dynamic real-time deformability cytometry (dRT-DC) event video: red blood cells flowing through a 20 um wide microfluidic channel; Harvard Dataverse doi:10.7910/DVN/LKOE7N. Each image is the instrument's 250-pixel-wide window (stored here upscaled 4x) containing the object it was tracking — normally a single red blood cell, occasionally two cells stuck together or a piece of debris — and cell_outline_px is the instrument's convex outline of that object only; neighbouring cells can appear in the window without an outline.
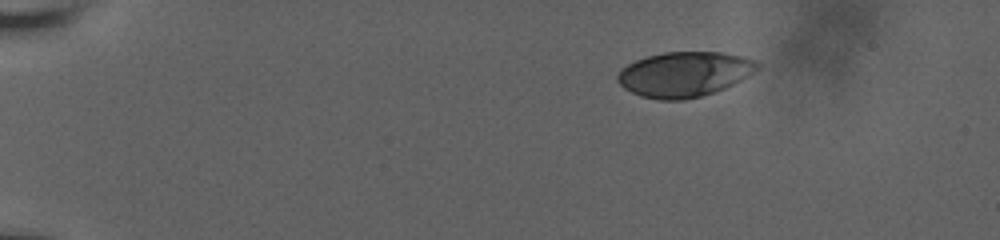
{"species": "human", "species_latin": "Homo sapiens", "temperature_condition": "room temperature", "stored_images_in_passage": 50, "camera_frame_rate_fps": 3000, "um_per_image_px": 0.085, "donor": {"sex": "male"}, "frame": {"image": 1, "passage_image": 1, "time_ms": 0.0, "image_size_px": [1000, 240], "cell_outline_px": [[760, 68], [740, 80], [724, 88], [700, 96], [684, 100], [660, 100], [640, 96], [624, 88], [616, 80], [616, 76], [620, 68], [636, 60], [648, 56], [664, 52], [720, 52], [740, 56], [756, 60], [760, 64]], "centroid_in_image_um": [58.14, 6.31], "position_along_channel_um": 26.9, "area_um2": 36.59}}
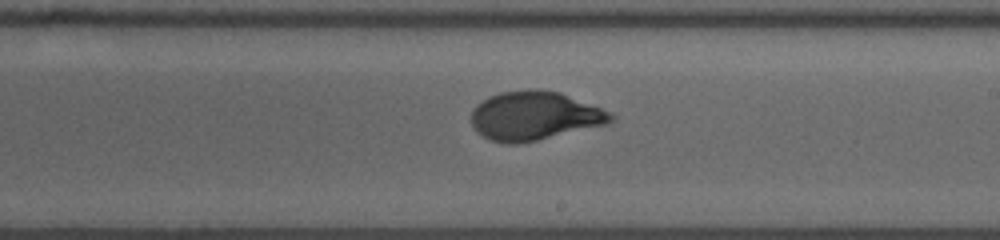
{"frame": {"image": 2, "passage_image": 28, "time_ms": 9.0, "image_size_px": [1000, 240], "cell_outline_px": [[616, 116], [608, 124], [536, 140], [516, 144], [504, 144], [492, 140], [484, 136], [472, 124], [472, 112], [476, 104], [500, 92], [532, 88], [540, 88], [560, 92], [612, 112]], "centroid_in_image_um": [45.47, 9.83], "position_along_channel_um": 243.5, "area_um2": 39.54}}
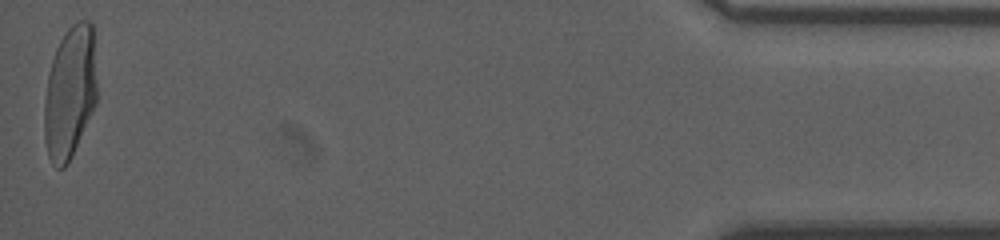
{"frame": {"image": 3, "passage_image": 50, "time_ms": 16.333, "image_size_px": [1000, 240], "cell_outline_px": [[96, 104], [72, 156], [68, 164], [64, 168], [56, 168], [52, 164], [48, 156], [44, 140], [44, 104], [48, 76], [52, 60], [56, 48], [60, 40], [68, 28], [72, 24], [80, 20], [88, 20], [92, 24], [96, 80]], "centroid_in_image_um": [5.93, 7.89], "position_along_channel_um": 429.3, "area_um2": 40.69}, "authors_computed_cell_mechanics": {"area_um2": 38.8705, "velocity_mm_per_s": 3.639, "shape_relaxation_time_tau1_ms": 4.356, "shape_relaxation_time_tau2_ms": null, "deformation_change_tau1": 0.2118, "deformation_change_tau2": null}}